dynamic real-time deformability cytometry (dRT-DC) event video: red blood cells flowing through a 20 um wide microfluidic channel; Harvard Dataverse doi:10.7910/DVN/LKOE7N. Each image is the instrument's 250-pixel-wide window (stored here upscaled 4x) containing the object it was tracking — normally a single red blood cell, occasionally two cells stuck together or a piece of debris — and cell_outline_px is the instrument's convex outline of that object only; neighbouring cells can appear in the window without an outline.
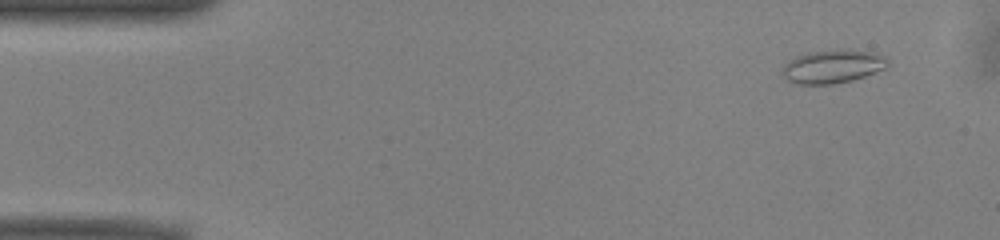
{"species": "common noctule bat (a hibernating species)", "species_latin": "Nyctalus noctula", "temperature_condition": "warm", "stored_images_in_passage": 52, "camera_frame_rate_fps": 3000, "um_per_image_px": 0.085, "animal": {"sex": "male", "body_mass_g": 13.0, "forearm_length_mm": 53.1}, "frame": {"image": 1, "passage_image": 4, "time_ms": 1.0, "image_size_px": [1000, 240], "cell_outline_px": [[888, 64], [884, 68], [864, 76], [852, 80], [832, 84], [796, 84], [788, 80], [780, 72], [784, 64], [788, 60], [796, 56], [808, 52], [840, 48], [876, 52], [888, 56]], "centroid_in_image_um": [70.77, 5.62], "position_along_channel_um": 14.2, "area_um2": 20.87}}
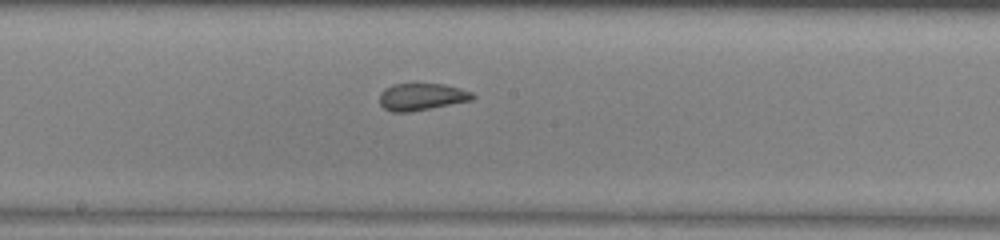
{"frame": {"image": 2, "passage_image": 27, "time_ms": 8.667, "image_size_px": [1000, 240], "cell_outline_px": [[476, 96], [472, 100], [412, 112], [392, 112], [384, 108], [380, 104], [380, 92], [384, 88], [392, 84], [416, 80], [444, 84], [460, 88], [472, 92]], "centroid_in_image_um": [35.82, 8.17], "position_along_channel_um": 212.4, "area_um2": 15.55}}
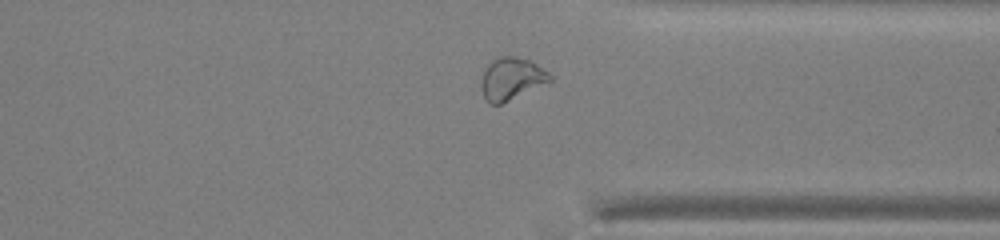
{"frame": {"image": 3, "passage_image": 39, "time_ms": 12.667, "image_size_px": [1000, 240], "cell_outline_px": [[552, 80], [500, 104], [488, 104], [480, 88], [480, 84], [484, 72], [488, 64], [492, 60], [500, 56], [512, 56], [528, 60], [536, 64], [548, 72], [552, 76]], "centroid_in_image_um": [43.44, 6.69], "position_along_channel_um": 368.0, "area_um2": 16.59}, "authors_computed_cell_mechanics": {"area_um2": 17.4556, "velocity_mm_per_s": 3.9342, "shape_relaxation_time_tau1_ms": null, "shape_relaxation_time_tau2_ms": 1.0302, "deformation_change_tau1": null, "deformation_change_tau2": 0.0691}}